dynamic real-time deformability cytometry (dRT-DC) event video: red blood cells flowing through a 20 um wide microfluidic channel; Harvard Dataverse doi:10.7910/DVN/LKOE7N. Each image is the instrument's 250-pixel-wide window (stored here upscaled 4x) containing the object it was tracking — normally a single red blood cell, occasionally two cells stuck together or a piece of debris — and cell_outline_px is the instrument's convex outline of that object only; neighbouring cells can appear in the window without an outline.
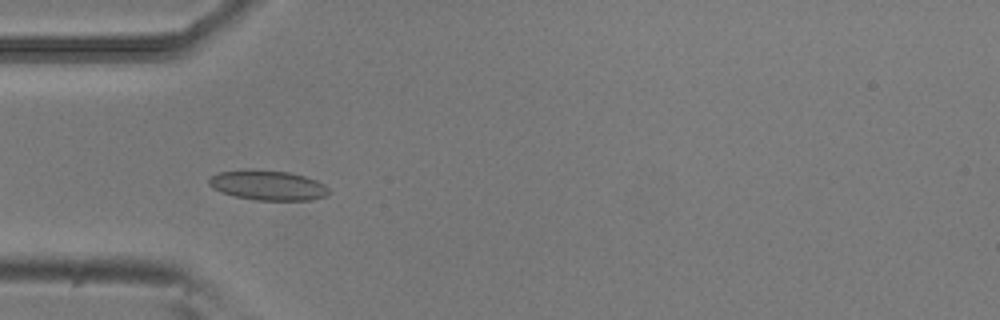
{"species": "common noctule bat (a hibernating species)", "species_latin": "Nyctalus noctula", "temperature_condition": "room temperature", "stored_images_in_passage": 38, "camera_frame_rate_fps": 3000, "um_per_image_px": 0.085, "animal": {"sex": "male", "body_mass_g": 20.5, "forearm_length_mm": 52.5}, "frame": {"image": 1, "passage_image": 1, "time_ms": 0.0, "image_size_px": [1000, 320], "cell_outline_px": [[328, 196], [312, 200], [256, 200], [232, 196], [220, 192], [212, 188], [208, 184], [208, 180], [212, 176], [220, 172], [252, 168], [288, 172], [304, 176], [316, 180], [324, 184], [328, 188]], "centroid_in_image_um": [22.75, 15.75], "position_along_channel_um": 62.3, "area_um2": 21.15}}
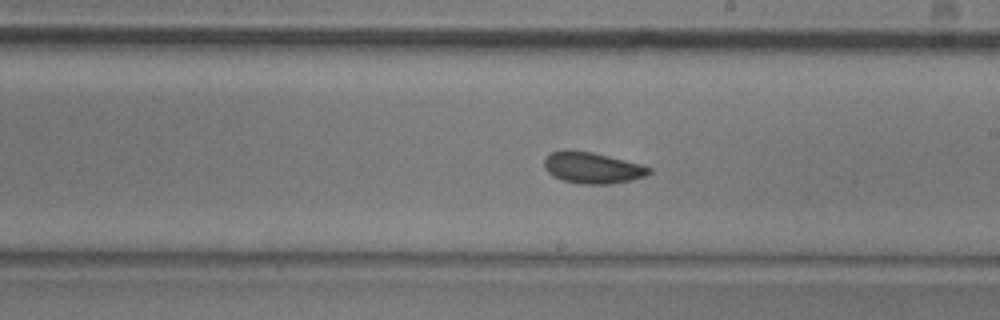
{"frame": {"image": 2, "passage_image": 15, "time_ms": 4.667, "image_size_px": [1000, 320], "cell_outline_px": [[652, 172], [644, 176], [632, 180], [612, 184], [576, 184], [552, 176], [544, 168], [544, 156], [552, 152], [592, 152], [644, 164], [652, 168]], "centroid_in_image_um": [50.4, 14.29], "position_along_channel_um": 238.6, "area_um2": 19.02}}
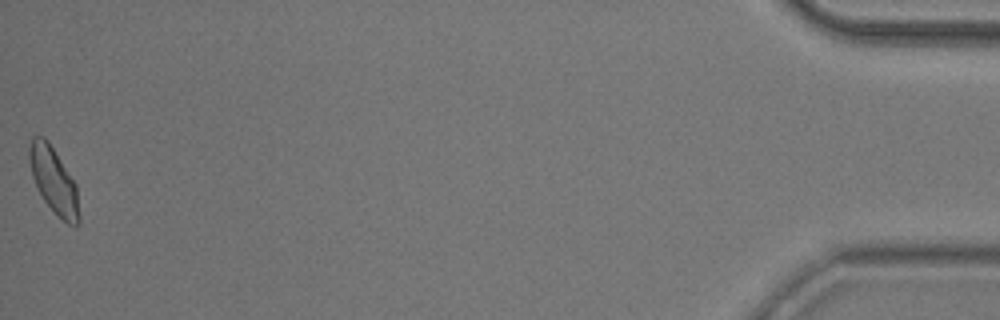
{"frame": {"image": 3, "passage_image": 38, "time_ms": 12.333, "image_size_px": [1000, 320], "cell_outline_px": [[80, 224], [76, 228], [68, 224], [44, 200], [36, 188], [32, 176], [28, 160], [28, 148], [32, 136], [44, 136], [48, 140], [76, 184], [80, 216]], "centroid_in_image_um": [4.56, 15.33], "position_along_channel_um": 430.6, "area_um2": 19.25}, "authors_computed_cell_mechanics": {"area_um2": 18.8717, "velocity_mm_per_s": 3.7855, "shape_relaxation_time_tau1_ms": 4.5734, "shape_relaxation_time_tau2_ms": 1.4192, "deformation_change_tau1": 0.0925, "deformation_change_tau2": 0.061}}